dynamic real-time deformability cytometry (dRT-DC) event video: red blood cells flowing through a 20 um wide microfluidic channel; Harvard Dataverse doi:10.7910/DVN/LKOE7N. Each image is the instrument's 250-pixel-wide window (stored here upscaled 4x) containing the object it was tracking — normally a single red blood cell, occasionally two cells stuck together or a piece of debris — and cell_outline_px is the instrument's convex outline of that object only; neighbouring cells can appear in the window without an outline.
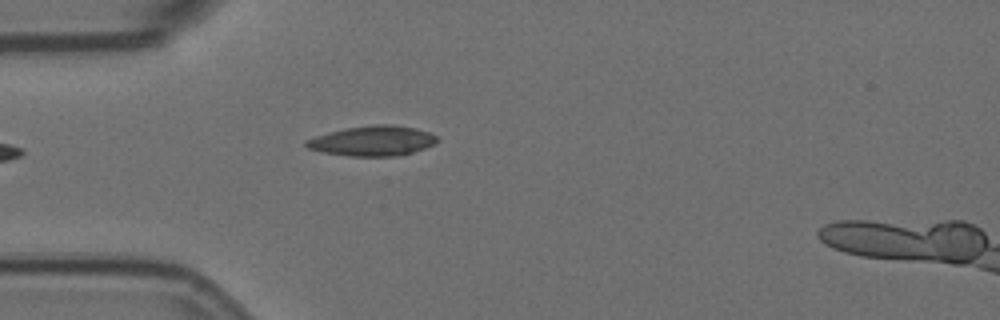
{"species": "Egyptian fruit bat (a non-hibernating species)", "species_latin": "Rousettus aegyptiacus", "temperature_condition": "room temperature", "stored_images_in_passage": 1, "camera_frame_rate_fps": 3000, "um_per_image_px": 0.085, "animal": {"sex": "female"}, "frame": {"image": 1, "passage_image": 1, "time_ms": 0.0, "image_size_px": [1000, 320], "cell_outline_px": [[440, 140], [436, 144], [412, 152], [396, 156], [348, 156], [324, 152], [308, 148], [304, 144], [304, 140], [328, 132], [344, 128], [376, 124], [392, 124], [412, 128], [428, 132], [436, 136]], "centroid_in_image_um": [31.66, 11.97], "position_along_channel_um": 53.3, "area_um2": 22.89}}